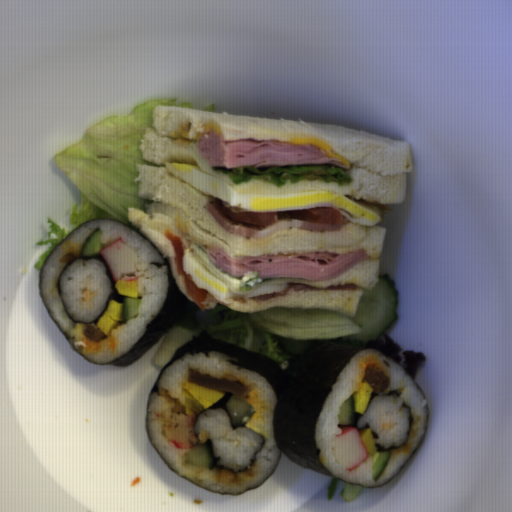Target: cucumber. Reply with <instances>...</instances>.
<instances>
[{
	"label": "cucumber",
	"instance_id": "8",
	"mask_svg": "<svg viewBox=\"0 0 512 512\" xmlns=\"http://www.w3.org/2000/svg\"><path fill=\"white\" fill-rule=\"evenodd\" d=\"M390 456V452H381L378 450L376 454L373 455L371 474L374 482L379 481Z\"/></svg>",
	"mask_w": 512,
	"mask_h": 512
},
{
	"label": "cucumber",
	"instance_id": "4",
	"mask_svg": "<svg viewBox=\"0 0 512 512\" xmlns=\"http://www.w3.org/2000/svg\"><path fill=\"white\" fill-rule=\"evenodd\" d=\"M356 421L354 395L348 396L337 415V426H353Z\"/></svg>",
	"mask_w": 512,
	"mask_h": 512
},
{
	"label": "cucumber",
	"instance_id": "6",
	"mask_svg": "<svg viewBox=\"0 0 512 512\" xmlns=\"http://www.w3.org/2000/svg\"><path fill=\"white\" fill-rule=\"evenodd\" d=\"M280 343L284 350L291 356L298 357L301 353L309 349L316 342L314 340H299L292 338H280Z\"/></svg>",
	"mask_w": 512,
	"mask_h": 512
},
{
	"label": "cucumber",
	"instance_id": "3",
	"mask_svg": "<svg viewBox=\"0 0 512 512\" xmlns=\"http://www.w3.org/2000/svg\"><path fill=\"white\" fill-rule=\"evenodd\" d=\"M183 461L185 465L191 467L211 469L215 456L206 444L195 443L190 448H186Z\"/></svg>",
	"mask_w": 512,
	"mask_h": 512
},
{
	"label": "cucumber",
	"instance_id": "1",
	"mask_svg": "<svg viewBox=\"0 0 512 512\" xmlns=\"http://www.w3.org/2000/svg\"><path fill=\"white\" fill-rule=\"evenodd\" d=\"M356 286L363 292L356 304L354 315H346L359 325L360 331L341 339L366 344L376 340L398 319L399 290L388 274L378 276L373 290Z\"/></svg>",
	"mask_w": 512,
	"mask_h": 512
},
{
	"label": "cucumber",
	"instance_id": "7",
	"mask_svg": "<svg viewBox=\"0 0 512 512\" xmlns=\"http://www.w3.org/2000/svg\"><path fill=\"white\" fill-rule=\"evenodd\" d=\"M142 300L141 297L133 298L122 295V319L123 324H126L133 318L139 315L141 310Z\"/></svg>",
	"mask_w": 512,
	"mask_h": 512
},
{
	"label": "cucumber",
	"instance_id": "5",
	"mask_svg": "<svg viewBox=\"0 0 512 512\" xmlns=\"http://www.w3.org/2000/svg\"><path fill=\"white\" fill-rule=\"evenodd\" d=\"M101 249H104L101 239V229L97 228L86 237L80 250V255L90 257L96 254H101Z\"/></svg>",
	"mask_w": 512,
	"mask_h": 512
},
{
	"label": "cucumber",
	"instance_id": "2",
	"mask_svg": "<svg viewBox=\"0 0 512 512\" xmlns=\"http://www.w3.org/2000/svg\"><path fill=\"white\" fill-rule=\"evenodd\" d=\"M226 407L232 418L233 427L246 425L255 413L253 404L241 398L240 396H230L226 400Z\"/></svg>",
	"mask_w": 512,
	"mask_h": 512
}]
</instances>
